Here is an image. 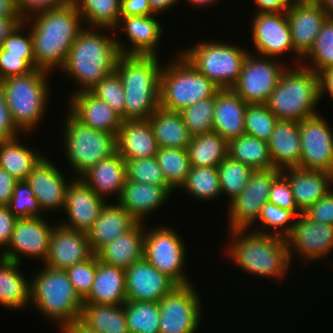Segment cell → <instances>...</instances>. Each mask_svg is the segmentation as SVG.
Listing matches in <instances>:
<instances>
[{
    "mask_svg": "<svg viewBox=\"0 0 333 333\" xmlns=\"http://www.w3.org/2000/svg\"><path fill=\"white\" fill-rule=\"evenodd\" d=\"M23 22L31 32L35 68L51 73L64 66L71 45L85 27L81 14L72 1L35 13Z\"/></svg>",
    "mask_w": 333,
    "mask_h": 333,
    "instance_id": "6da1fadb",
    "label": "cell"
},
{
    "mask_svg": "<svg viewBox=\"0 0 333 333\" xmlns=\"http://www.w3.org/2000/svg\"><path fill=\"white\" fill-rule=\"evenodd\" d=\"M109 31L116 34L113 29L85 26L71 45L67 60L60 69L78 85L71 94L90 91L102 78L115 72L121 53L116 43L118 36H110Z\"/></svg>",
    "mask_w": 333,
    "mask_h": 333,
    "instance_id": "7a4b0ae2",
    "label": "cell"
},
{
    "mask_svg": "<svg viewBox=\"0 0 333 333\" xmlns=\"http://www.w3.org/2000/svg\"><path fill=\"white\" fill-rule=\"evenodd\" d=\"M229 232L231 240L224 252L243 272L268 279L285 278L291 267L286 238L250 232L249 229Z\"/></svg>",
    "mask_w": 333,
    "mask_h": 333,
    "instance_id": "3957f363",
    "label": "cell"
},
{
    "mask_svg": "<svg viewBox=\"0 0 333 333\" xmlns=\"http://www.w3.org/2000/svg\"><path fill=\"white\" fill-rule=\"evenodd\" d=\"M160 56L121 54L115 72L124 88V120H148L160 106Z\"/></svg>",
    "mask_w": 333,
    "mask_h": 333,
    "instance_id": "277c9868",
    "label": "cell"
},
{
    "mask_svg": "<svg viewBox=\"0 0 333 333\" xmlns=\"http://www.w3.org/2000/svg\"><path fill=\"white\" fill-rule=\"evenodd\" d=\"M320 76L301 65L286 67L266 105L278 120L302 121L320 113Z\"/></svg>",
    "mask_w": 333,
    "mask_h": 333,
    "instance_id": "5b68a950",
    "label": "cell"
},
{
    "mask_svg": "<svg viewBox=\"0 0 333 333\" xmlns=\"http://www.w3.org/2000/svg\"><path fill=\"white\" fill-rule=\"evenodd\" d=\"M30 279V305L58 328L79 320L83 300L75 292L65 270L44 265Z\"/></svg>",
    "mask_w": 333,
    "mask_h": 333,
    "instance_id": "8992f818",
    "label": "cell"
},
{
    "mask_svg": "<svg viewBox=\"0 0 333 333\" xmlns=\"http://www.w3.org/2000/svg\"><path fill=\"white\" fill-rule=\"evenodd\" d=\"M50 74L44 69H34L29 74L0 81L12 120L23 136L37 129L48 110Z\"/></svg>",
    "mask_w": 333,
    "mask_h": 333,
    "instance_id": "52a82bcc",
    "label": "cell"
},
{
    "mask_svg": "<svg viewBox=\"0 0 333 333\" xmlns=\"http://www.w3.org/2000/svg\"><path fill=\"white\" fill-rule=\"evenodd\" d=\"M162 66L160 107L180 112L197 101L214 97L220 88L200 73L181 53Z\"/></svg>",
    "mask_w": 333,
    "mask_h": 333,
    "instance_id": "ba28073f",
    "label": "cell"
},
{
    "mask_svg": "<svg viewBox=\"0 0 333 333\" xmlns=\"http://www.w3.org/2000/svg\"><path fill=\"white\" fill-rule=\"evenodd\" d=\"M62 125L63 150L74 177L117 152L116 135L93 129L78 121L68 110ZM78 175V176H77Z\"/></svg>",
    "mask_w": 333,
    "mask_h": 333,
    "instance_id": "9c48e42d",
    "label": "cell"
},
{
    "mask_svg": "<svg viewBox=\"0 0 333 333\" xmlns=\"http://www.w3.org/2000/svg\"><path fill=\"white\" fill-rule=\"evenodd\" d=\"M180 53L220 89H231L238 81L249 51L222 41H204Z\"/></svg>",
    "mask_w": 333,
    "mask_h": 333,
    "instance_id": "30bf717a",
    "label": "cell"
},
{
    "mask_svg": "<svg viewBox=\"0 0 333 333\" xmlns=\"http://www.w3.org/2000/svg\"><path fill=\"white\" fill-rule=\"evenodd\" d=\"M177 232L163 225L145 227L143 258L177 286H184L191 284L192 280L184 270L186 245Z\"/></svg>",
    "mask_w": 333,
    "mask_h": 333,
    "instance_id": "8fae6325",
    "label": "cell"
},
{
    "mask_svg": "<svg viewBox=\"0 0 333 333\" xmlns=\"http://www.w3.org/2000/svg\"><path fill=\"white\" fill-rule=\"evenodd\" d=\"M194 284L176 286L159 302L160 333H195L202 317V299ZM202 305V306H201Z\"/></svg>",
    "mask_w": 333,
    "mask_h": 333,
    "instance_id": "7c38bea8",
    "label": "cell"
},
{
    "mask_svg": "<svg viewBox=\"0 0 333 333\" xmlns=\"http://www.w3.org/2000/svg\"><path fill=\"white\" fill-rule=\"evenodd\" d=\"M276 59L259 55L256 57L254 53H249L238 81L231 89L247 104H266L287 67Z\"/></svg>",
    "mask_w": 333,
    "mask_h": 333,
    "instance_id": "4fadbf2b",
    "label": "cell"
},
{
    "mask_svg": "<svg viewBox=\"0 0 333 333\" xmlns=\"http://www.w3.org/2000/svg\"><path fill=\"white\" fill-rule=\"evenodd\" d=\"M281 174V170L271 168L254 170L243 191L228 203L227 222L229 231L250 229L256 225L263 205L268 202L273 181Z\"/></svg>",
    "mask_w": 333,
    "mask_h": 333,
    "instance_id": "5bb4252c",
    "label": "cell"
},
{
    "mask_svg": "<svg viewBox=\"0 0 333 333\" xmlns=\"http://www.w3.org/2000/svg\"><path fill=\"white\" fill-rule=\"evenodd\" d=\"M254 15L251 19L250 33L255 53L257 52L259 56L278 59L284 54L295 53L294 59L299 65L302 57L294 50L286 12L255 13Z\"/></svg>",
    "mask_w": 333,
    "mask_h": 333,
    "instance_id": "9a60e30c",
    "label": "cell"
},
{
    "mask_svg": "<svg viewBox=\"0 0 333 333\" xmlns=\"http://www.w3.org/2000/svg\"><path fill=\"white\" fill-rule=\"evenodd\" d=\"M54 227L44 216L17 219L10 243L0 252V257L21 264L22 257L38 258L44 262Z\"/></svg>",
    "mask_w": 333,
    "mask_h": 333,
    "instance_id": "2e32d148",
    "label": "cell"
},
{
    "mask_svg": "<svg viewBox=\"0 0 333 333\" xmlns=\"http://www.w3.org/2000/svg\"><path fill=\"white\" fill-rule=\"evenodd\" d=\"M321 115L299 122L302 146L299 168L333 173V128Z\"/></svg>",
    "mask_w": 333,
    "mask_h": 333,
    "instance_id": "e0dca14e",
    "label": "cell"
},
{
    "mask_svg": "<svg viewBox=\"0 0 333 333\" xmlns=\"http://www.w3.org/2000/svg\"><path fill=\"white\" fill-rule=\"evenodd\" d=\"M285 238L291 263L294 254L311 263L332 253L333 225L317 223L300 214Z\"/></svg>",
    "mask_w": 333,
    "mask_h": 333,
    "instance_id": "ac0fdd59",
    "label": "cell"
},
{
    "mask_svg": "<svg viewBox=\"0 0 333 333\" xmlns=\"http://www.w3.org/2000/svg\"><path fill=\"white\" fill-rule=\"evenodd\" d=\"M106 202V199L98 196L80 177H74L66 189L63 207L67 221L60 224L87 233Z\"/></svg>",
    "mask_w": 333,
    "mask_h": 333,
    "instance_id": "d6986e66",
    "label": "cell"
},
{
    "mask_svg": "<svg viewBox=\"0 0 333 333\" xmlns=\"http://www.w3.org/2000/svg\"><path fill=\"white\" fill-rule=\"evenodd\" d=\"M156 16V17H155ZM158 15L120 17L115 31H124L129 43L116 38L117 47L124 55L158 56V44L163 30ZM120 28V29H119ZM124 41V42H121ZM126 42V43H125ZM127 44V47H126Z\"/></svg>",
    "mask_w": 333,
    "mask_h": 333,
    "instance_id": "ffe728a7",
    "label": "cell"
},
{
    "mask_svg": "<svg viewBox=\"0 0 333 333\" xmlns=\"http://www.w3.org/2000/svg\"><path fill=\"white\" fill-rule=\"evenodd\" d=\"M126 301L156 302L177 285L144 258L125 269Z\"/></svg>",
    "mask_w": 333,
    "mask_h": 333,
    "instance_id": "44dd1931",
    "label": "cell"
},
{
    "mask_svg": "<svg viewBox=\"0 0 333 333\" xmlns=\"http://www.w3.org/2000/svg\"><path fill=\"white\" fill-rule=\"evenodd\" d=\"M56 225L50 237L44 265L51 269L66 270L94 254L87 233L64 227L59 222Z\"/></svg>",
    "mask_w": 333,
    "mask_h": 333,
    "instance_id": "7402d4cb",
    "label": "cell"
},
{
    "mask_svg": "<svg viewBox=\"0 0 333 333\" xmlns=\"http://www.w3.org/2000/svg\"><path fill=\"white\" fill-rule=\"evenodd\" d=\"M55 164L44 156L25 180L45 213L63 209L66 189L71 181L65 179V174Z\"/></svg>",
    "mask_w": 333,
    "mask_h": 333,
    "instance_id": "603a6c76",
    "label": "cell"
},
{
    "mask_svg": "<svg viewBox=\"0 0 333 333\" xmlns=\"http://www.w3.org/2000/svg\"><path fill=\"white\" fill-rule=\"evenodd\" d=\"M286 14L294 50L303 58L312 48L327 14L317 1H301L288 8Z\"/></svg>",
    "mask_w": 333,
    "mask_h": 333,
    "instance_id": "cb8c5ba5",
    "label": "cell"
},
{
    "mask_svg": "<svg viewBox=\"0 0 333 333\" xmlns=\"http://www.w3.org/2000/svg\"><path fill=\"white\" fill-rule=\"evenodd\" d=\"M67 110L82 124L117 136L122 117L90 91L71 94Z\"/></svg>",
    "mask_w": 333,
    "mask_h": 333,
    "instance_id": "d4e9b609",
    "label": "cell"
},
{
    "mask_svg": "<svg viewBox=\"0 0 333 333\" xmlns=\"http://www.w3.org/2000/svg\"><path fill=\"white\" fill-rule=\"evenodd\" d=\"M174 189L171 186H158L126 180L121 196L116 201L138 222L157 211L165 204Z\"/></svg>",
    "mask_w": 333,
    "mask_h": 333,
    "instance_id": "484cf974",
    "label": "cell"
},
{
    "mask_svg": "<svg viewBox=\"0 0 333 333\" xmlns=\"http://www.w3.org/2000/svg\"><path fill=\"white\" fill-rule=\"evenodd\" d=\"M281 173L288 179L297 207L302 212L324 197L333 185L331 172L294 167L281 170Z\"/></svg>",
    "mask_w": 333,
    "mask_h": 333,
    "instance_id": "4316f807",
    "label": "cell"
},
{
    "mask_svg": "<svg viewBox=\"0 0 333 333\" xmlns=\"http://www.w3.org/2000/svg\"><path fill=\"white\" fill-rule=\"evenodd\" d=\"M247 103L232 89H220L215 95L213 132L228 142L245 134V109Z\"/></svg>",
    "mask_w": 333,
    "mask_h": 333,
    "instance_id": "83f0119b",
    "label": "cell"
},
{
    "mask_svg": "<svg viewBox=\"0 0 333 333\" xmlns=\"http://www.w3.org/2000/svg\"><path fill=\"white\" fill-rule=\"evenodd\" d=\"M116 144L123 159L151 158L159 148L149 120H123Z\"/></svg>",
    "mask_w": 333,
    "mask_h": 333,
    "instance_id": "f1b7e54d",
    "label": "cell"
},
{
    "mask_svg": "<svg viewBox=\"0 0 333 333\" xmlns=\"http://www.w3.org/2000/svg\"><path fill=\"white\" fill-rule=\"evenodd\" d=\"M137 223L117 202H106L98 219L87 232L92 252L96 254L103 246L132 229Z\"/></svg>",
    "mask_w": 333,
    "mask_h": 333,
    "instance_id": "f546056e",
    "label": "cell"
},
{
    "mask_svg": "<svg viewBox=\"0 0 333 333\" xmlns=\"http://www.w3.org/2000/svg\"><path fill=\"white\" fill-rule=\"evenodd\" d=\"M267 143L274 168L300 166L302 146L298 121L278 120Z\"/></svg>",
    "mask_w": 333,
    "mask_h": 333,
    "instance_id": "4dcf8cb0",
    "label": "cell"
},
{
    "mask_svg": "<svg viewBox=\"0 0 333 333\" xmlns=\"http://www.w3.org/2000/svg\"><path fill=\"white\" fill-rule=\"evenodd\" d=\"M80 178L100 197L113 194L116 201L126 182L125 160L118 152L90 167ZM115 193V194H114Z\"/></svg>",
    "mask_w": 333,
    "mask_h": 333,
    "instance_id": "1f68e13d",
    "label": "cell"
},
{
    "mask_svg": "<svg viewBox=\"0 0 333 333\" xmlns=\"http://www.w3.org/2000/svg\"><path fill=\"white\" fill-rule=\"evenodd\" d=\"M145 224L138 222L132 229L103 246L97 253L98 260L122 269L129 268L143 259Z\"/></svg>",
    "mask_w": 333,
    "mask_h": 333,
    "instance_id": "d6a6232c",
    "label": "cell"
},
{
    "mask_svg": "<svg viewBox=\"0 0 333 333\" xmlns=\"http://www.w3.org/2000/svg\"><path fill=\"white\" fill-rule=\"evenodd\" d=\"M126 302L125 269L105 264L96 255V275L83 303L122 305Z\"/></svg>",
    "mask_w": 333,
    "mask_h": 333,
    "instance_id": "836d02e7",
    "label": "cell"
},
{
    "mask_svg": "<svg viewBox=\"0 0 333 333\" xmlns=\"http://www.w3.org/2000/svg\"><path fill=\"white\" fill-rule=\"evenodd\" d=\"M148 120L153 128L158 147L188 148L192 135L180 112L159 106Z\"/></svg>",
    "mask_w": 333,
    "mask_h": 333,
    "instance_id": "e575fe53",
    "label": "cell"
},
{
    "mask_svg": "<svg viewBox=\"0 0 333 333\" xmlns=\"http://www.w3.org/2000/svg\"><path fill=\"white\" fill-rule=\"evenodd\" d=\"M21 263L0 257V305L23 309L30 305V280L20 271Z\"/></svg>",
    "mask_w": 333,
    "mask_h": 333,
    "instance_id": "d590c367",
    "label": "cell"
},
{
    "mask_svg": "<svg viewBox=\"0 0 333 333\" xmlns=\"http://www.w3.org/2000/svg\"><path fill=\"white\" fill-rule=\"evenodd\" d=\"M21 142L20 136L0 140V167L18 181H25L44 154Z\"/></svg>",
    "mask_w": 333,
    "mask_h": 333,
    "instance_id": "8d00e7d4",
    "label": "cell"
},
{
    "mask_svg": "<svg viewBox=\"0 0 333 333\" xmlns=\"http://www.w3.org/2000/svg\"><path fill=\"white\" fill-rule=\"evenodd\" d=\"M79 320L97 333H129L124 304L83 303Z\"/></svg>",
    "mask_w": 333,
    "mask_h": 333,
    "instance_id": "74e56055",
    "label": "cell"
},
{
    "mask_svg": "<svg viewBox=\"0 0 333 333\" xmlns=\"http://www.w3.org/2000/svg\"><path fill=\"white\" fill-rule=\"evenodd\" d=\"M191 167H217L228 156V141L215 132L192 136L188 145Z\"/></svg>",
    "mask_w": 333,
    "mask_h": 333,
    "instance_id": "f35d334b",
    "label": "cell"
},
{
    "mask_svg": "<svg viewBox=\"0 0 333 333\" xmlns=\"http://www.w3.org/2000/svg\"><path fill=\"white\" fill-rule=\"evenodd\" d=\"M228 156L253 170L274 168L268 143L247 134L228 142Z\"/></svg>",
    "mask_w": 333,
    "mask_h": 333,
    "instance_id": "ab89813d",
    "label": "cell"
},
{
    "mask_svg": "<svg viewBox=\"0 0 333 333\" xmlns=\"http://www.w3.org/2000/svg\"><path fill=\"white\" fill-rule=\"evenodd\" d=\"M84 26L115 30L121 17V0H72Z\"/></svg>",
    "mask_w": 333,
    "mask_h": 333,
    "instance_id": "60d3db41",
    "label": "cell"
},
{
    "mask_svg": "<svg viewBox=\"0 0 333 333\" xmlns=\"http://www.w3.org/2000/svg\"><path fill=\"white\" fill-rule=\"evenodd\" d=\"M181 188L199 201L220 197L222 193L217 167H190L186 181L179 189Z\"/></svg>",
    "mask_w": 333,
    "mask_h": 333,
    "instance_id": "b9f144b4",
    "label": "cell"
},
{
    "mask_svg": "<svg viewBox=\"0 0 333 333\" xmlns=\"http://www.w3.org/2000/svg\"><path fill=\"white\" fill-rule=\"evenodd\" d=\"M166 182L175 190L186 181L190 171V160L187 149L159 147L155 155Z\"/></svg>",
    "mask_w": 333,
    "mask_h": 333,
    "instance_id": "7bdbcfd3",
    "label": "cell"
},
{
    "mask_svg": "<svg viewBox=\"0 0 333 333\" xmlns=\"http://www.w3.org/2000/svg\"><path fill=\"white\" fill-rule=\"evenodd\" d=\"M124 310L129 333H160L159 303L126 301Z\"/></svg>",
    "mask_w": 333,
    "mask_h": 333,
    "instance_id": "ee69618b",
    "label": "cell"
},
{
    "mask_svg": "<svg viewBox=\"0 0 333 333\" xmlns=\"http://www.w3.org/2000/svg\"><path fill=\"white\" fill-rule=\"evenodd\" d=\"M308 58V59H307ZM310 58V59H309ZM310 62L308 65L306 64ZM310 60V61H308ZM303 61V62H302ZM302 66L313 70L318 75L324 70L333 68V20L326 19L315 39L312 48L302 58ZM306 64V65H305Z\"/></svg>",
    "mask_w": 333,
    "mask_h": 333,
    "instance_id": "f6af8a7d",
    "label": "cell"
},
{
    "mask_svg": "<svg viewBox=\"0 0 333 333\" xmlns=\"http://www.w3.org/2000/svg\"><path fill=\"white\" fill-rule=\"evenodd\" d=\"M297 216L289 210L283 209L279 206L272 204L271 202H266L260 212L257 219V223L260 221L262 229L255 225L250 227V231L259 234H272L285 238L292 230L295 224ZM292 220V221H291ZM259 227V228H258Z\"/></svg>",
    "mask_w": 333,
    "mask_h": 333,
    "instance_id": "bcb514c9",
    "label": "cell"
},
{
    "mask_svg": "<svg viewBox=\"0 0 333 333\" xmlns=\"http://www.w3.org/2000/svg\"><path fill=\"white\" fill-rule=\"evenodd\" d=\"M221 193L228 196L230 203L237 197L248 183L250 174L254 171L248 165L227 156L218 166ZM228 194V195H227Z\"/></svg>",
    "mask_w": 333,
    "mask_h": 333,
    "instance_id": "7dc6e473",
    "label": "cell"
},
{
    "mask_svg": "<svg viewBox=\"0 0 333 333\" xmlns=\"http://www.w3.org/2000/svg\"><path fill=\"white\" fill-rule=\"evenodd\" d=\"M278 118L266 104H248L245 109V134L268 142Z\"/></svg>",
    "mask_w": 333,
    "mask_h": 333,
    "instance_id": "c3c4849f",
    "label": "cell"
},
{
    "mask_svg": "<svg viewBox=\"0 0 333 333\" xmlns=\"http://www.w3.org/2000/svg\"><path fill=\"white\" fill-rule=\"evenodd\" d=\"M215 110V96L197 101L184 108L180 113L184 123L192 136L213 132V116Z\"/></svg>",
    "mask_w": 333,
    "mask_h": 333,
    "instance_id": "681fc988",
    "label": "cell"
},
{
    "mask_svg": "<svg viewBox=\"0 0 333 333\" xmlns=\"http://www.w3.org/2000/svg\"><path fill=\"white\" fill-rule=\"evenodd\" d=\"M124 160L126 168V180L158 186H170L166 182L163 171L159 166L155 156L151 158H135Z\"/></svg>",
    "mask_w": 333,
    "mask_h": 333,
    "instance_id": "f907efd6",
    "label": "cell"
},
{
    "mask_svg": "<svg viewBox=\"0 0 333 333\" xmlns=\"http://www.w3.org/2000/svg\"><path fill=\"white\" fill-rule=\"evenodd\" d=\"M7 207L18 219L42 217L44 214L39 201L26 181H18L15 184L13 196Z\"/></svg>",
    "mask_w": 333,
    "mask_h": 333,
    "instance_id": "816d5d0a",
    "label": "cell"
},
{
    "mask_svg": "<svg viewBox=\"0 0 333 333\" xmlns=\"http://www.w3.org/2000/svg\"><path fill=\"white\" fill-rule=\"evenodd\" d=\"M90 92L98 99L106 102L124 120V88L116 72L102 78Z\"/></svg>",
    "mask_w": 333,
    "mask_h": 333,
    "instance_id": "f5cc1de1",
    "label": "cell"
},
{
    "mask_svg": "<svg viewBox=\"0 0 333 333\" xmlns=\"http://www.w3.org/2000/svg\"><path fill=\"white\" fill-rule=\"evenodd\" d=\"M66 273L73 284L75 292L83 300L91 291L96 275V254L67 268Z\"/></svg>",
    "mask_w": 333,
    "mask_h": 333,
    "instance_id": "db71d44e",
    "label": "cell"
},
{
    "mask_svg": "<svg viewBox=\"0 0 333 333\" xmlns=\"http://www.w3.org/2000/svg\"><path fill=\"white\" fill-rule=\"evenodd\" d=\"M35 68L34 55L9 54L0 48V81L29 74Z\"/></svg>",
    "mask_w": 333,
    "mask_h": 333,
    "instance_id": "11a10c76",
    "label": "cell"
},
{
    "mask_svg": "<svg viewBox=\"0 0 333 333\" xmlns=\"http://www.w3.org/2000/svg\"><path fill=\"white\" fill-rule=\"evenodd\" d=\"M268 201L283 209L292 211L296 216L303 214L297 207L288 179L282 173L273 181Z\"/></svg>",
    "mask_w": 333,
    "mask_h": 333,
    "instance_id": "9f6ffc18",
    "label": "cell"
},
{
    "mask_svg": "<svg viewBox=\"0 0 333 333\" xmlns=\"http://www.w3.org/2000/svg\"><path fill=\"white\" fill-rule=\"evenodd\" d=\"M22 21L2 42L1 49L15 55H34L30 29ZM25 34V35H24ZM28 34V35H27Z\"/></svg>",
    "mask_w": 333,
    "mask_h": 333,
    "instance_id": "6f0895ef",
    "label": "cell"
},
{
    "mask_svg": "<svg viewBox=\"0 0 333 333\" xmlns=\"http://www.w3.org/2000/svg\"><path fill=\"white\" fill-rule=\"evenodd\" d=\"M303 215L311 221L333 225V188L324 197L309 206Z\"/></svg>",
    "mask_w": 333,
    "mask_h": 333,
    "instance_id": "680465c9",
    "label": "cell"
},
{
    "mask_svg": "<svg viewBox=\"0 0 333 333\" xmlns=\"http://www.w3.org/2000/svg\"><path fill=\"white\" fill-rule=\"evenodd\" d=\"M19 16L24 20L27 17L41 11L60 7L72 0H14Z\"/></svg>",
    "mask_w": 333,
    "mask_h": 333,
    "instance_id": "91938a15",
    "label": "cell"
},
{
    "mask_svg": "<svg viewBox=\"0 0 333 333\" xmlns=\"http://www.w3.org/2000/svg\"><path fill=\"white\" fill-rule=\"evenodd\" d=\"M22 132L14 124L0 84V140L14 139Z\"/></svg>",
    "mask_w": 333,
    "mask_h": 333,
    "instance_id": "94428289",
    "label": "cell"
},
{
    "mask_svg": "<svg viewBox=\"0 0 333 333\" xmlns=\"http://www.w3.org/2000/svg\"><path fill=\"white\" fill-rule=\"evenodd\" d=\"M16 218L7 206H0V249L7 247L10 243L14 230Z\"/></svg>",
    "mask_w": 333,
    "mask_h": 333,
    "instance_id": "6125c7cd",
    "label": "cell"
},
{
    "mask_svg": "<svg viewBox=\"0 0 333 333\" xmlns=\"http://www.w3.org/2000/svg\"><path fill=\"white\" fill-rule=\"evenodd\" d=\"M154 15L148 0H121V17Z\"/></svg>",
    "mask_w": 333,
    "mask_h": 333,
    "instance_id": "be15d7a7",
    "label": "cell"
},
{
    "mask_svg": "<svg viewBox=\"0 0 333 333\" xmlns=\"http://www.w3.org/2000/svg\"><path fill=\"white\" fill-rule=\"evenodd\" d=\"M17 182L8 171L0 167V206H8Z\"/></svg>",
    "mask_w": 333,
    "mask_h": 333,
    "instance_id": "e7e4bbea",
    "label": "cell"
},
{
    "mask_svg": "<svg viewBox=\"0 0 333 333\" xmlns=\"http://www.w3.org/2000/svg\"><path fill=\"white\" fill-rule=\"evenodd\" d=\"M253 1L256 5L255 13H279V12H286L288 10L280 2V0H253Z\"/></svg>",
    "mask_w": 333,
    "mask_h": 333,
    "instance_id": "03108f58",
    "label": "cell"
},
{
    "mask_svg": "<svg viewBox=\"0 0 333 333\" xmlns=\"http://www.w3.org/2000/svg\"><path fill=\"white\" fill-rule=\"evenodd\" d=\"M319 76H320V100H322L324 94H328L331 101H333V68L324 70L319 74Z\"/></svg>",
    "mask_w": 333,
    "mask_h": 333,
    "instance_id": "003e7915",
    "label": "cell"
},
{
    "mask_svg": "<svg viewBox=\"0 0 333 333\" xmlns=\"http://www.w3.org/2000/svg\"><path fill=\"white\" fill-rule=\"evenodd\" d=\"M23 21L21 17L0 18V47L5 38Z\"/></svg>",
    "mask_w": 333,
    "mask_h": 333,
    "instance_id": "a7ac6f4b",
    "label": "cell"
},
{
    "mask_svg": "<svg viewBox=\"0 0 333 333\" xmlns=\"http://www.w3.org/2000/svg\"><path fill=\"white\" fill-rule=\"evenodd\" d=\"M150 7H151V11L156 14L159 15L163 13H165V11H169V9L174 6L175 4H177L178 1L180 0H148Z\"/></svg>",
    "mask_w": 333,
    "mask_h": 333,
    "instance_id": "89a4df30",
    "label": "cell"
},
{
    "mask_svg": "<svg viewBox=\"0 0 333 333\" xmlns=\"http://www.w3.org/2000/svg\"><path fill=\"white\" fill-rule=\"evenodd\" d=\"M20 17L14 0H0V18Z\"/></svg>",
    "mask_w": 333,
    "mask_h": 333,
    "instance_id": "2644e50d",
    "label": "cell"
},
{
    "mask_svg": "<svg viewBox=\"0 0 333 333\" xmlns=\"http://www.w3.org/2000/svg\"><path fill=\"white\" fill-rule=\"evenodd\" d=\"M60 331L61 333H97L89 329L80 320H75L71 324L64 326Z\"/></svg>",
    "mask_w": 333,
    "mask_h": 333,
    "instance_id": "8c879c8a",
    "label": "cell"
},
{
    "mask_svg": "<svg viewBox=\"0 0 333 333\" xmlns=\"http://www.w3.org/2000/svg\"><path fill=\"white\" fill-rule=\"evenodd\" d=\"M317 2L322 6L328 19L333 20V0H317Z\"/></svg>",
    "mask_w": 333,
    "mask_h": 333,
    "instance_id": "753ad0ef",
    "label": "cell"
},
{
    "mask_svg": "<svg viewBox=\"0 0 333 333\" xmlns=\"http://www.w3.org/2000/svg\"><path fill=\"white\" fill-rule=\"evenodd\" d=\"M219 0H187L186 2H189L192 7L196 5L195 7H207L210 6L212 7L213 4H217Z\"/></svg>",
    "mask_w": 333,
    "mask_h": 333,
    "instance_id": "34e18365",
    "label": "cell"
},
{
    "mask_svg": "<svg viewBox=\"0 0 333 333\" xmlns=\"http://www.w3.org/2000/svg\"><path fill=\"white\" fill-rule=\"evenodd\" d=\"M280 2L288 9L301 2V0H280Z\"/></svg>",
    "mask_w": 333,
    "mask_h": 333,
    "instance_id": "11e5206c",
    "label": "cell"
},
{
    "mask_svg": "<svg viewBox=\"0 0 333 333\" xmlns=\"http://www.w3.org/2000/svg\"><path fill=\"white\" fill-rule=\"evenodd\" d=\"M301 1H317V0H301Z\"/></svg>",
    "mask_w": 333,
    "mask_h": 333,
    "instance_id": "2a66077c",
    "label": "cell"
}]
</instances>
